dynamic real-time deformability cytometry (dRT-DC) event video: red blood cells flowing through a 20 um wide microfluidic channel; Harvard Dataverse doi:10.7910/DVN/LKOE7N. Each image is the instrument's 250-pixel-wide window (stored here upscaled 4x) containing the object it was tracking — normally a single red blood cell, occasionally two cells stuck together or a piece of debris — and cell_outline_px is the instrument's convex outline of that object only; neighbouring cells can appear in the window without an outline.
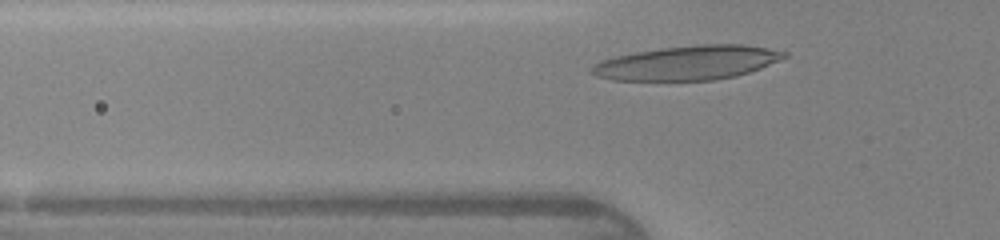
{"species": "human", "species_latin": "Homo sapiens", "temperature_condition": "warm", "stored_images_in_passage": 28, "camera_frame_rate_fps": 3000, "um_per_image_px": 0.085, "donor": {"sex": "female"}, "frame": {"image": 1, "passage_image": 4, "time_ms": 1.0, "image_size_px": [1000, 240], "cell_outline_px": [[788, 56], [780, 60], [760, 68], [736, 76], [716, 80], [612, 80], [596, 76], [592, 72], [592, 68], [600, 60], [616, 56], [636, 52], [660, 48], [696, 44], [744, 44], [788, 52]], "centroid_in_image_um": [58.47, 5.33], "position_along_channel_um": 67.3, "area_um2": 38.26}}
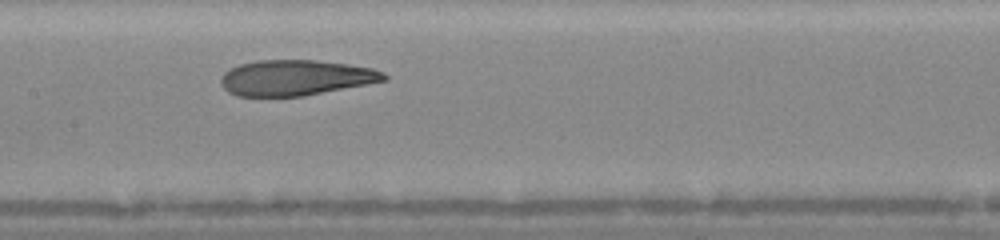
{"frame": {"image": 2, "passage_image": 12, "time_ms": 3.667, "image_size_px": [1000, 240], "cell_outline_px": [[388, 80], [368, 84], [304, 96], [236, 96], [228, 92], [220, 84], [220, 80], [224, 72], [240, 64], [256, 60], [316, 60], [348, 64], [372, 68], [384, 72], [388, 76]], "centroid_in_image_um": [25.15, 6.61], "position_along_channel_um": 182.3, "area_um2": 33.93}}
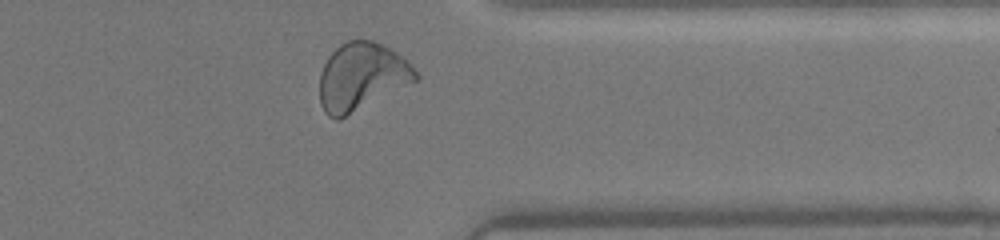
{"frame": {"image": 3, "passage_image": 26, "time_ms": 8.333, "image_size_px": [1000, 240], "cell_outline_px": [[420, 80], [340, 120], [336, 120], [328, 116], [324, 112], [320, 104], [320, 72], [328, 56], [340, 44], [348, 40], [372, 40], [396, 52], [420, 76]], "centroid_in_image_um": [30.72, 6.56], "position_along_channel_um": 380.7, "area_um2": 38.03}, "authors_computed_cell_mechanics": {"area_um2": 35.1135, "velocity_mm_per_s": 4.336, "shape_relaxation_time_tau1_ms": 8.5661, "shape_relaxation_time_tau2_ms": 1.3755, "deformation_change_tau1": 0.2969, "deformation_change_tau2": 0.0851}}